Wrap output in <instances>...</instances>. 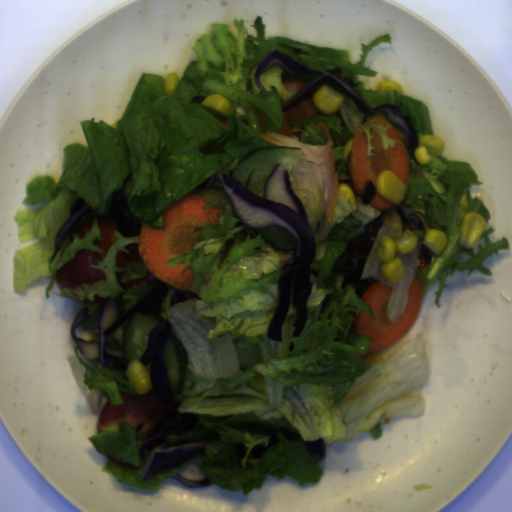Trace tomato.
Segmentation results:
<instances>
[{"label":"tomato","mask_w":512,"mask_h":512,"mask_svg":"<svg viewBox=\"0 0 512 512\" xmlns=\"http://www.w3.org/2000/svg\"><path fill=\"white\" fill-rule=\"evenodd\" d=\"M124 404L112 405L106 401L97 421L96 434L118 432L119 423L127 422L136 432L147 435L148 439L156 435L158 427L168 419H176L181 402L172 398L168 406L157 399L155 390L139 395L137 393L121 392Z\"/></svg>","instance_id":"tomato-1"},{"label":"tomato","mask_w":512,"mask_h":512,"mask_svg":"<svg viewBox=\"0 0 512 512\" xmlns=\"http://www.w3.org/2000/svg\"><path fill=\"white\" fill-rule=\"evenodd\" d=\"M97 224L103 240H94L92 243L97 246L103 254L85 248L77 251L72 261L67 262L59 268L54 275V284L63 292L64 287L75 288L82 284H94L101 280H107L106 274L103 270L94 269L91 265H97L98 261H102L108 251L110 250L113 242L115 231L118 230L112 217L107 218L100 216L97 218Z\"/></svg>","instance_id":"tomato-2"},{"label":"tomato","mask_w":512,"mask_h":512,"mask_svg":"<svg viewBox=\"0 0 512 512\" xmlns=\"http://www.w3.org/2000/svg\"><path fill=\"white\" fill-rule=\"evenodd\" d=\"M118 283L121 285V287L123 288L124 291H128L129 289H132L134 284H139L140 283H144L146 282V284L148 286H152L153 284H155L156 282L160 281L159 279H157L154 274L151 272V270H147L146 272V275L145 276H141L139 277L138 279H131L129 282H121L122 278H123V273H116L115 275Z\"/></svg>","instance_id":"tomato-3"},{"label":"tomato","mask_w":512,"mask_h":512,"mask_svg":"<svg viewBox=\"0 0 512 512\" xmlns=\"http://www.w3.org/2000/svg\"><path fill=\"white\" fill-rule=\"evenodd\" d=\"M139 243L127 244L124 249L129 253L122 251L116 252L115 266H122L125 268L127 261L142 259L138 250Z\"/></svg>","instance_id":"tomato-4"},{"label":"tomato","mask_w":512,"mask_h":512,"mask_svg":"<svg viewBox=\"0 0 512 512\" xmlns=\"http://www.w3.org/2000/svg\"><path fill=\"white\" fill-rule=\"evenodd\" d=\"M93 224H94V219L92 218L87 221H84L79 226L74 228L72 234H70V236H69L70 243L74 242V237H73L74 234H79L80 239H83L86 236V231L90 232Z\"/></svg>","instance_id":"tomato-5"},{"label":"tomato","mask_w":512,"mask_h":512,"mask_svg":"<svg viewBox=\"0 0 512 512\" xmlns=\"http://www.w3.org/2000/svg\"><path fill=\"white\" fill-rule=\"evenodd\" d=\"M66 296H68L69 298H71V299H72V300H74V301H78V302H81V303H83V304H92V305H93V304H99V303H105V302L109 301V300H110V298H111V297H109V296H108L107 298H102V297H100V296H99V294H96V295H94V297H93V301H90V299H89V298H88V299H84V300L80 301L78 298H75V297H73V296H71V295H69V294H68V295H66Z\"/></svg>","instance_id":"tomato-6"},{"label":"tomato","mask_w":512,"mask_h":512,"mask_svg":"<svg viewBox=\"0 0 512 512\" xmlns=\"http://www.w3.org/2000/svg\"><path fill=\"white\" fill-rule=\"evenodd\" d=\"M106 456V459L109 460V462H112L120 467H123V468H126V469H129V470H140L141 467H137L135 465H132L130 463H125L123 461H118L117 459H115L114 457L112 456H109V455H105Z\"/></svg>","instance_id":"tomato-7"},{"label":"tomato","mask_w":512,"mask_h":512,"mask_svg":"<svg viewBox=\"0 0 512 512\" xmlns=\"http://www.w3.org/2000/svg\"><path fill=\"white\" fill-rule=\"evenodd\" d=\"M430 263L431 262L426 258L425 254L421 252L418 258L417 266L421 268L424 266H428Z\"/></svg>","instance_id":"tomato-8"}]
</instances>
